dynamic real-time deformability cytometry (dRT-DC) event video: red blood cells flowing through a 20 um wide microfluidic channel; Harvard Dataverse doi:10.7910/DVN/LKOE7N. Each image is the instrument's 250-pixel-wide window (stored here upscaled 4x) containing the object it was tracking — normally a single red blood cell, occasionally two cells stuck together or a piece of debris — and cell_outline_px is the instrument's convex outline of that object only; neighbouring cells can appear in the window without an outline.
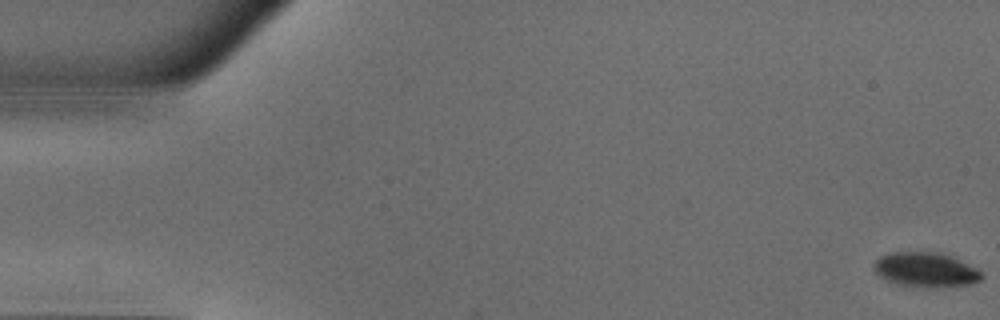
{"species": "common noctule bat (a hibernating species)", "species_latin": "Nyctalus noctula", "temperature_condition": "warm", "stored_images_in_passage": 51, "camera_frame_rate_fps": 3000, "um_per_image_px": 0.085, "animal": {"sex": "male", "body_mass_g": 18.8}, "frame": {"image": 1, "passage_image": 1, "time_ms": 0.0, "image_size_px": [1000, 320], "cell_outline_px": [[984, 276], [980, 280], [972, 284], [900, 284], [884, 280], [872, 268], [872, 264], [880, 256], [888, 252], [940, 252], [976, 268]], "centroid_in_image_um": [78.6, 22.86], "position_along_channel_um": 6.4, "area_um2": 20.69}}
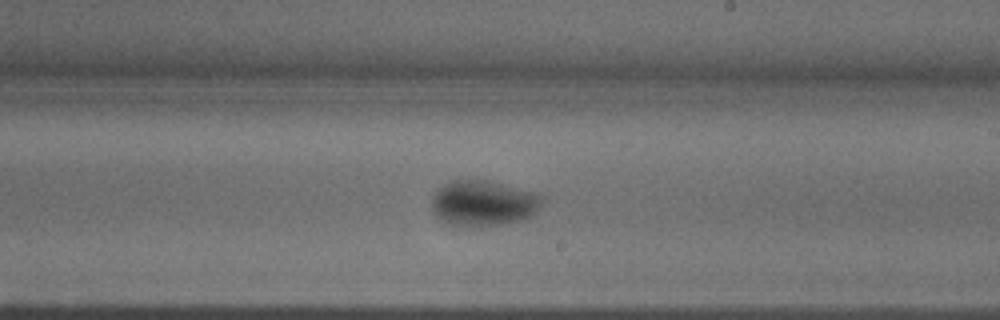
{"frame": {"image": 2, "passage_image": 30, "time_ms": 9.667, "image_size_px": [1000, 320], "cell_outline_px": [[540, 204], [536, 212], [532, 216], [520, 220], [504, 224], [448, 224], [440, 220], [436, 216], [432, 208], [432, 196], [444, 184], [456, 180], [488, 180], [540, 192]], "centroid_in_image_um": [41.11, 17.23], "position_along_channel_um": 247.9, "area_um2": 28.9}}
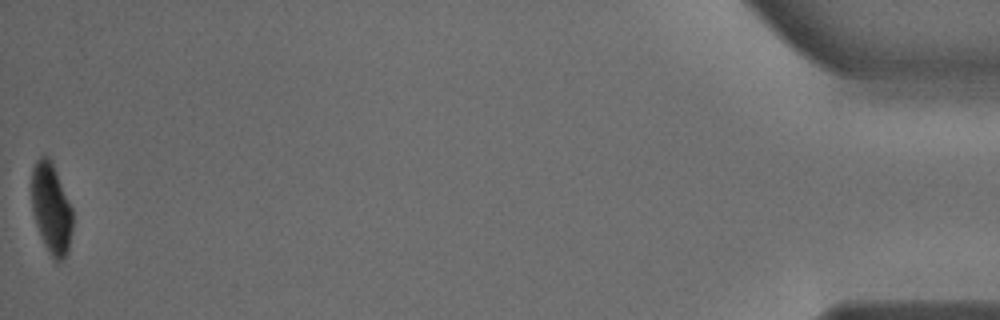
{"frame": {"image": 3, "passage_image": 51, "time_ms": 16.667, "image_size_px": [1000, 320], "cell_outline_px": [[72, 228], [68, 252], [56, 264], [52, 260], [40, 236], [32, 212], [32, 168], [36, 160], [40, 156], [48, 156], [52, 160], [72, 208]], "centroid_in_image_um": [4.35, 17.73], "position_along_channel_um": 430.8, "area_um2": 21.85}, "authors_computed_cell_mechanics": {"area_um2": 26.9348, "velocity_mm_per_s": 3.9996, "shape_relaxation_time_tau1_ms": 5.276, "shape_relaxation_time_tau2_ms": 1.4416, "deformation_change_tau1": 0.1683, "deformation_change_tau2": 0.0282}}